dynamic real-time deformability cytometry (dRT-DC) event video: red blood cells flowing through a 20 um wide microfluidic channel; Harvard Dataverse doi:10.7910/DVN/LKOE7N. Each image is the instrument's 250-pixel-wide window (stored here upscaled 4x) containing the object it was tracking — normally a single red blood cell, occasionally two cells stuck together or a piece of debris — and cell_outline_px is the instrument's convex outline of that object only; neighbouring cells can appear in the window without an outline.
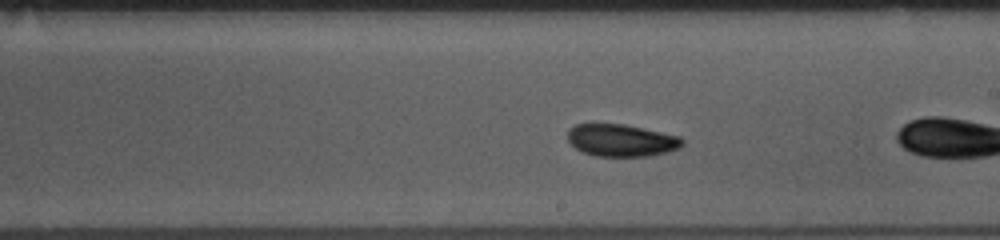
{"species": "common noctule bat (a hibernating species)", "species_latin": "Nyctalus noctula", "temperature_condition": "room temperature", "stored_images_in_passage": 16, "camera_frame_rate_fps": 3000, "um_per_image_px": 0.085, "animal": {"sex": "female", "body_mass_g": 10.0, "forearm_length_mm": 53.1}, "frame": {"image": 1, "passage_image": 14, "time_ms": 4.333, "image_size_px": [1000, 240], "cell_outline_px": [[684, 144], [680, 148], [668, 152], [648, 156], [596, 156], [584, 152], [576, 148], [568, 140], [568, 128], [576, 124], [624, 124], [680, 136], [684, 140]], "centroid_in_image_um": [52.84, 11.93], "position_along_channel_um": 236.2, "area_um2": 21.56}}